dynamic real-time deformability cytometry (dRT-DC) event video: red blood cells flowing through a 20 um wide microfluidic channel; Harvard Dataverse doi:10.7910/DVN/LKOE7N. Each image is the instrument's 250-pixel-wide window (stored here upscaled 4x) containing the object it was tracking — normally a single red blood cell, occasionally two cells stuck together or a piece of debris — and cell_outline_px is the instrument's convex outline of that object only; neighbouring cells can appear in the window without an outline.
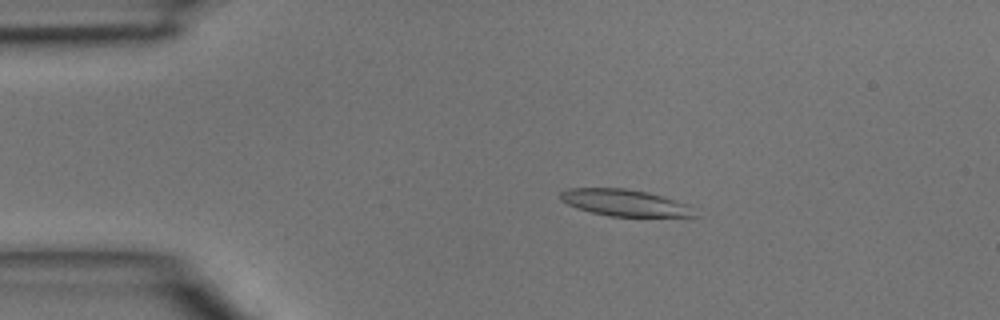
{"species": "common noctule bat (a hibernating species)", "species_latin": "Nyctalus noctula", "temperature_condition": "room temperature", "stored_images_in_passage": 45, "camera_frame_rate_fps": 3000, "um_per_image_px": 0.085, "animal": {"sex": "male", "body_mass_g": 15.6}, "frame": {"image": 1, "passage_image": 8, "time_ms": 2.333, "image_size_px": [1000, 320], "cell_outline_px": [[700, 216], [608, 216], [592, 212], [568, 204], [560, 200], [560, 192], [568, 188], [624, 188], [648, 192], [688, 204]], "centroid_in_image_um": [53.11, 17.23], "position_along_channel_um": 31.9, "area_um2": 20.63}}
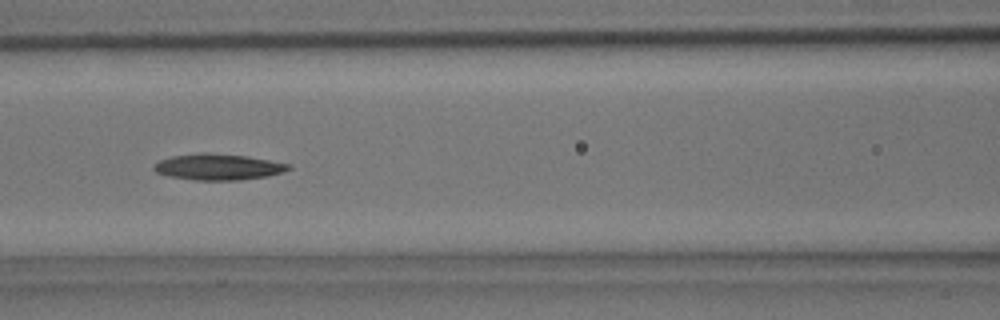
{"frame": {"image": 2, "passage_image": 19, "time_ms": 6.0, "image_size_px": [1000, 320], "cell_outline_px": [[292, 168], [268, 176], [240, 180], [192, 180], [168, 176], [156, 172], [152, 168], [160, 160], [172, 156], [200, 152], [208, 152], [248, 156], [288, 164]], "centroid_in_image_um": [18.51, 14.18], "position_along_channel_um": 148.1, "area_um2": 20.46}}
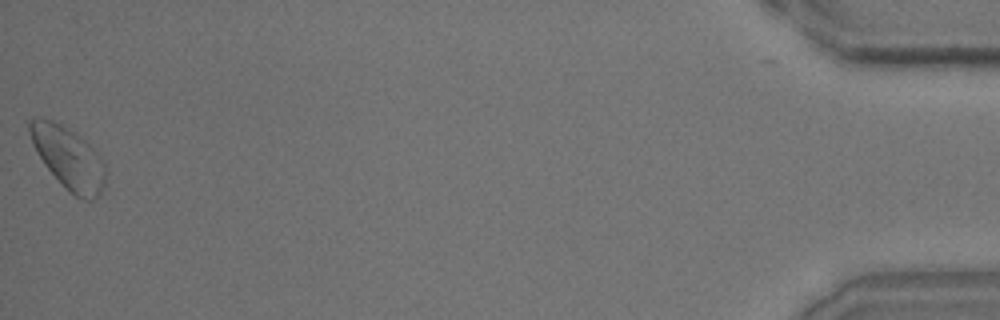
{"frame": {"image": 3, "passage_image": 45, "time_ms": 14.667, "image_size_px": [1000, 320], "cell_outline_px": [[108, 172], [100, 196], [92, 200], [84, 200], [68, 192], [44, 164], [36, 152], [32, 144], [28, 132], [28, 120], [32, 116], [40, 116], [52, 120], [76, 132], [104, 160]], "centroid_in_image_um": [5.81, 13.41], "position_along_channel_um": 429.4, "area_um2": 28.03}}